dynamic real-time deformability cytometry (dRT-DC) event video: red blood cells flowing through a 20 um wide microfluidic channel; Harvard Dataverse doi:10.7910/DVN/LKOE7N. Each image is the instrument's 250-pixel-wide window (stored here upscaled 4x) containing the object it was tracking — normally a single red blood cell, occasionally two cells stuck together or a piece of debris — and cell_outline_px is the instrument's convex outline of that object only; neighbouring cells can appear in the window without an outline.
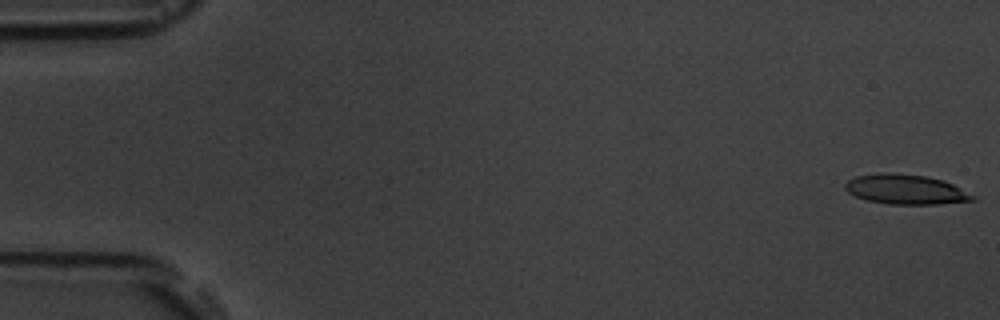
{"species": "common noctule bat (a hibernating species)", "species_latin": "Nyctalus noctula", "temperature_condition": "room temperature", "stored_images_in_passage": 6, "segment_of_instrument_passage": [1, 2], "camera_frame_rate_fps": 3000, "um_per_image_px": 0.085, "animal": {"sex": "male", "body_mass_g": 19.5, "forearm_length_mm": 54.6}, "frame": {"image": 1, "passage_image": 1, "time_ms": 0.0, "image_size_px": [1000, 320], "cell_outline_px": [[976, 200], [936, 204], [888, 204], [868, 200], [856, 196], [848, 192], [844, 188], [844, 184], [848, 180], [856, 176], [880, 172], [892, 172], [928, 176], [944, 180], [976, 196]], "centroid_in_image_um": [76.98, 16.08], "position_along_channel_um": 8.0, "area_um2": 22.25}}
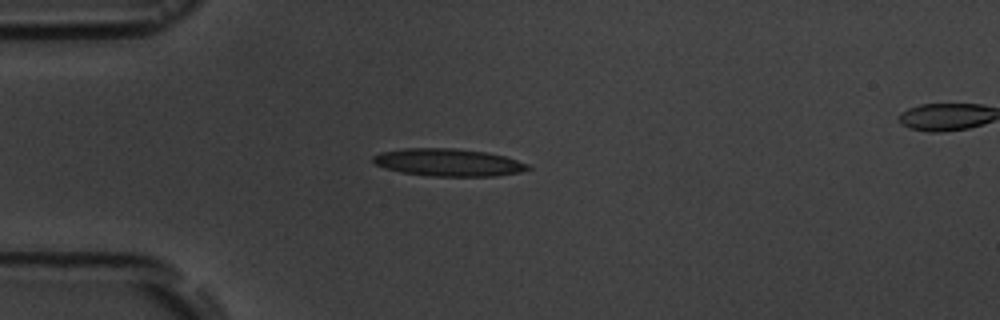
{"frame": {"image": 2, "passage_image": 5, "time_ms": 4.667, "image_size_px": [1000, 320], "cell_outline_px": [[532, 168], [520, 172], [496, 176], [428, 176], [400, 172], [384, 168], [376, 164], [372, 160], [372, 156], [380, 152], [404, 148], [456, 148], [488, 152], [504, 156], [528, 164]], "centroid_in_image_um": [38.09, 13.8], "position_along_channel_um": 46.9, "area_um2": 24.97}}